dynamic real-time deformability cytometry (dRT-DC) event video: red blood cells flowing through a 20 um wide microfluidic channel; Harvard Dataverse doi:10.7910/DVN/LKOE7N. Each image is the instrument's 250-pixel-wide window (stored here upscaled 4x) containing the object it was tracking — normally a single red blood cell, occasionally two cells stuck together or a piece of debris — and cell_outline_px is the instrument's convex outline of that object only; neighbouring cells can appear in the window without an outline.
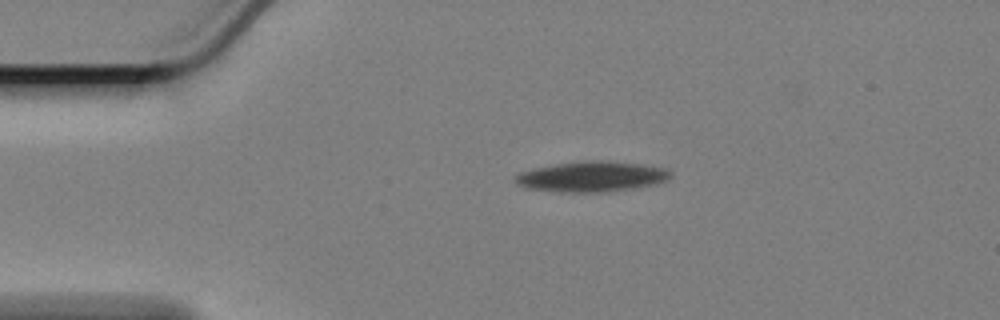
{"species": "Egyptian fruit bat (a non-hibernating species)", "species_latin": "Rousettus aegyptiacus", "temperature_condition": "cold", "stored_images_in_passage": 49, "camera_frame_rate_fps": 3000, "um_per_image_px": 0.085, "animal": {"sex": "female"}, "frame": {"image": 1, "passage_image": 1, "time_ms": 0.0, "image_size_px": [1000, 320], "cell_outline_px": [[672, 176], [668, 180], [656, 184], [636, 188], [608, 192], [556, 192], [524, 188], [516, 184], [512, 180], [520, 172], [556, 164], [636, 164], [664, 168], [672, 172]], "centroid_in_image_um": [50.27, 15.09], "position_along_channel_um": 34.7, "area_um2": 26.24}}
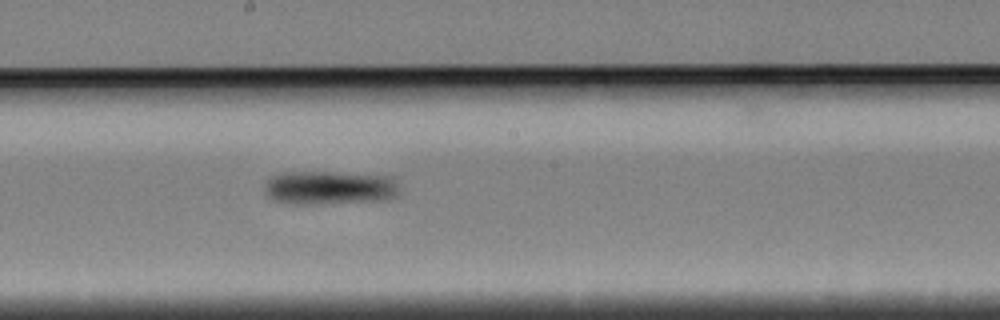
{"frame": {"image": 2, "passage_image": 21, "time_ms": 6.667, "image_size_px": [1000, 320], "cell_outline_px": [[396, 196], [384, 200], [304, 204], [296, 204], [276, 200], [268, 196], [264, 192], [264, 188], [268, 180], [272, 176], [280, 172], [332, 172], [392, 176], [396, 184]], "centroid_in_image_um": [27.98, 15.94], "position_along_channel_um": 220.2, "area_um2": 26.18}}
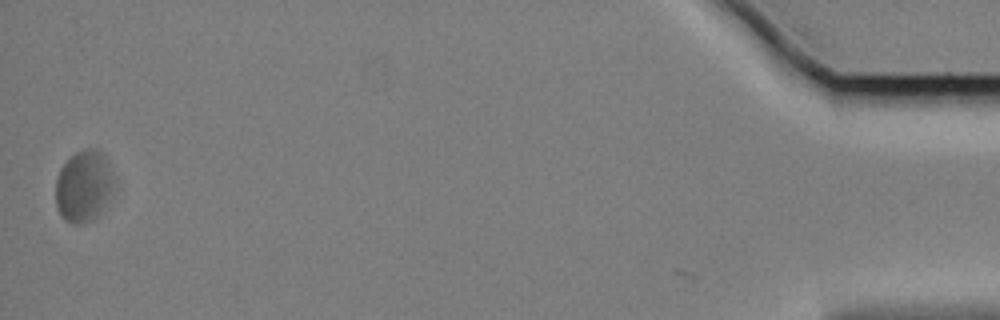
{"frame": {"image": 3, "passage_image": 48, "time_ms": 15.667, "image_size_px": [1000, 320], "cell_outline_px": [[112, 192], [108, 200], [96, 216], [80, 224], [72, 224], [64, 220], [56, 208], [56, 180], [60, 168], [76, 152], [84, 148], [92, 148], [100, 152], [104, 156], [112, 176]], "centroid_in_image_um": [7.07, 15.83], "position_along_channel_um": 428.1, "area_um2": 23.81}, "authors_computed_cell_mechanics": {"area_um2": 25.0852, "velocity_mm_per_s": 3.3144, "shape_relaxation_time_tau1_ms": 2.2989, "shape_relaxation_time_tau2_ms": null, "deformation_change_tau1": 0.08, "deformation_change_tau2": null}}